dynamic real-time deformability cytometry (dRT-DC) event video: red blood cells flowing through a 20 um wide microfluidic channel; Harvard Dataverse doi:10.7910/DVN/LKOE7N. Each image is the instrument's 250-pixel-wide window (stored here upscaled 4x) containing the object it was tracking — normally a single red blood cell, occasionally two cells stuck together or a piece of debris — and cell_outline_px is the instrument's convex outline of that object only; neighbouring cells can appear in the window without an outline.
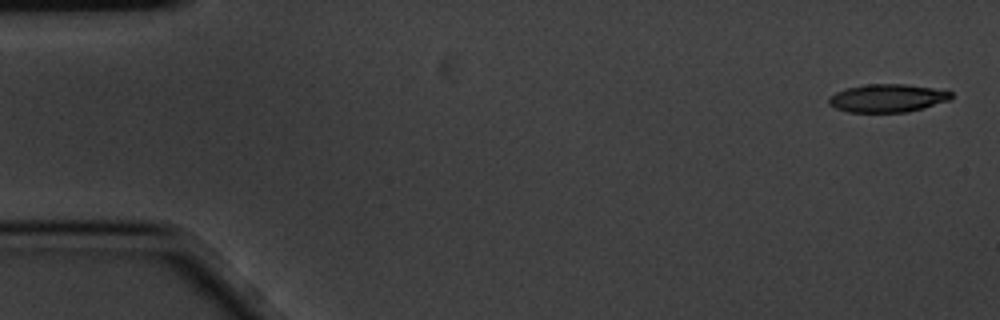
{"species": "common noctule bat (a hibernating species)", "species_latin": "Nyctalus noctula", "temperature_condition": "cold", "stored_images_in_passage": 4, "camera_frame_rate_fps": 3000, "um_per_image_px": 0.085, "animal": {"sex": "male", "body_mass_g": 20.1, "forearm_length_mm": 53.5}, "frame": {"image": 1, "passage_image": 1, "time_ms": 0.0, "image_size_px": [1000, 320], "cell_outline_px": [[952, 96], [948, 100], [924, 108], [908, 112], [848, 112], [836, 108], [828, 104], [828, 100], [836, 92], [848, 88], [868, 84], [908, 84], [932, 88], [952, 92]], "centroid_in_image_um": [75.43, 8.34], "position_along_channel_um": 9.6, "area_um2": 19.83}}